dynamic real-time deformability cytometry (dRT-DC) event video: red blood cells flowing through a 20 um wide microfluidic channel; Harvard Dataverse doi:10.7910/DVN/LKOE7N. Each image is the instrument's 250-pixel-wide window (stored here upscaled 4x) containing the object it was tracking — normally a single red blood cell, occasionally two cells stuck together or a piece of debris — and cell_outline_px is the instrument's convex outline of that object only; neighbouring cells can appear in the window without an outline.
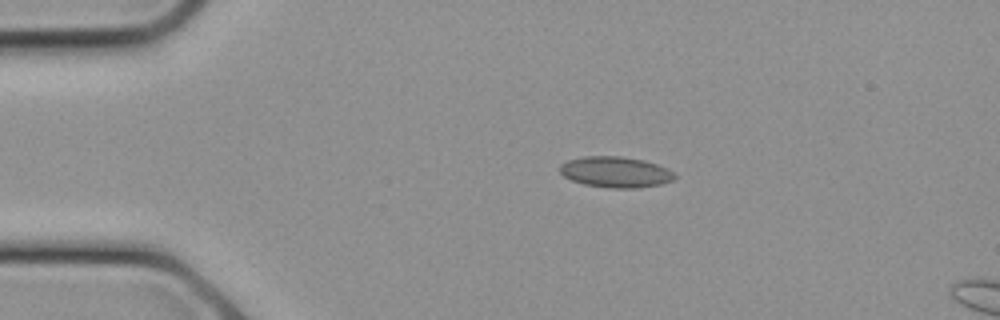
{"species": "common noctule bat (a hibernating species)", "species_latin": "Nyctalus noctula", "temperature_condition": "cold", "stored_images_in_passage": 5, "camera_frame_rate_fps": 3000, "um_per_image_px": 0.085, "animal": {"sex": "female", "body_mass_g": 21.9}, "frame": {"image": 1, "passage_image": 3, "time_ms": 0.667, "image_size_px": [1000, 320], "cell_outline_px": [[676, 176], [672, 180], [660, 184], [636, 188], [608, 188], [584, 184], [572, 180], [564, 176], [560, 172], [560, 164], [568, 160], [584, 156], [620, 156], [644, 160], [668, 168]], "centroid_in_image_um": [52.31, 14.62], "position_along_channel_um": 32.7, "area_um2": 20.58}}